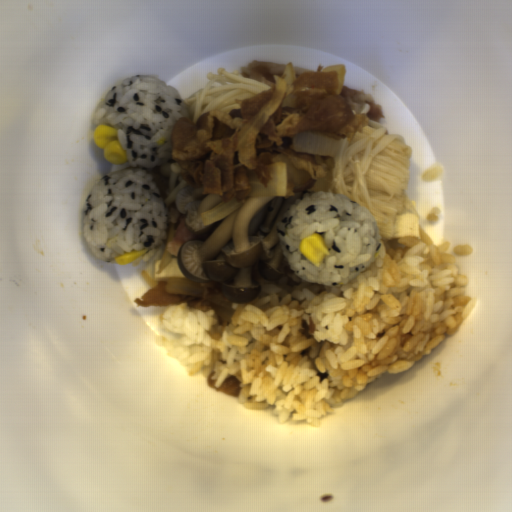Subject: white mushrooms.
<instances>
[{
  "label": "white mushrooms",
  "mask_w": 512,
  "mask_h": 512,
  "mask_svg": "<svg viewBox=\"0 0 512 512\" xmlns=\"http://www.w3.org/2000/svg\"><path fill=\"white\" fill-rule=\"evenodd\" d=\"M299 197L250 196L222 219L204 225L202 214L221 204L219 197L203 194L191 184L182 188L175 203L194 239L179 248L176 261L186 280L214 284L232 302H253L261 285L253 280V264L270 282L291 285L304 280L290 269L281 250L277 226Z\"/></svg>",
  "instance_id": "obj_1"
}]
</instances>
